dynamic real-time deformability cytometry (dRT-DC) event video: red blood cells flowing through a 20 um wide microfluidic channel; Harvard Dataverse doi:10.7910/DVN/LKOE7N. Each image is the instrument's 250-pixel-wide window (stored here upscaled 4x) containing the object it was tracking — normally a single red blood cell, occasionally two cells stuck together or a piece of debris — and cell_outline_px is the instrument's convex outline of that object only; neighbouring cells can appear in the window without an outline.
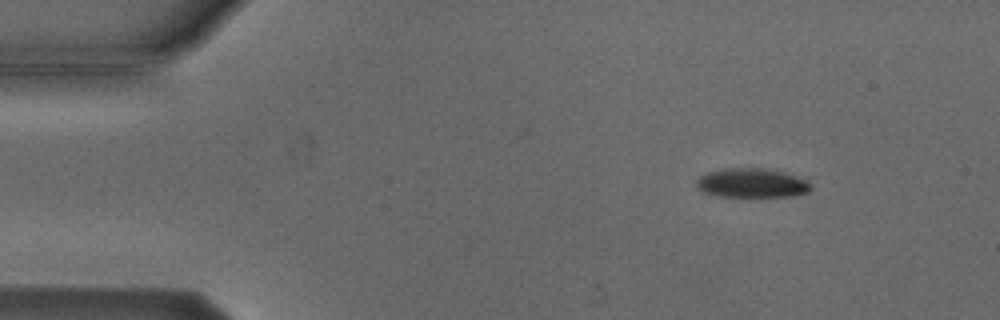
{"species": "Egyptian fruit bat (a non-hibernating species)", "species_latin": "Rousettus aegyptiacus", "temperature_condition": "cold", "stored_images_in_passage": 5, "camera_frame_rate_fps": 3000, "um_per_image_px": 0.085, "animal": {"sex": "male"}, "frame": {"image": 1, "passage_image": 1, "time_ms": 0.0, "image_size_px": [1000, 320], "cell_outline_px": [[812, 188], [808, 192], [792, 196], [716, 196], [704, 192], [696, 188], [696, 180], [700, 176], [708, 172], [724, 168], [760, 168], [780, 172], [796, 176], [804, 180]], "centroid_in_image_um": [63.83, 15.56], "position_along_channel_um": 21.2, "area_um2": 19.19}}
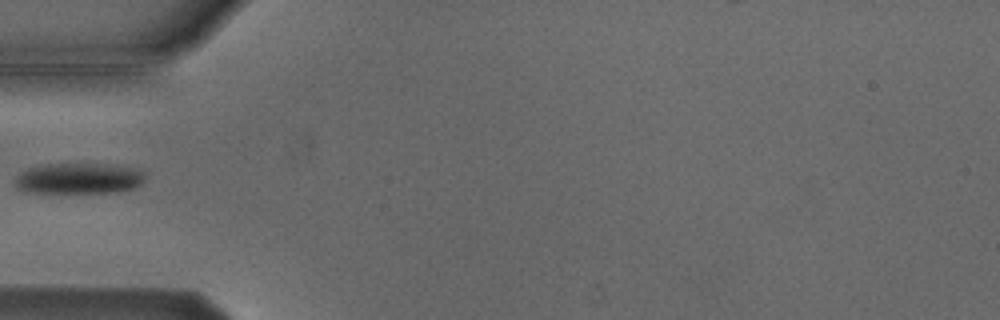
{"frame": {"image": 2, "passage_image": 4, "time_ms": 3.667, "image_size_px": [1000, 320], "cell_outline_px": [[144, 180], [136, 188], [120, 192], [24, 192], [16, 188], [16, 176], [20, 172], [28, 168], [48, 164], [120, 164], [140, 168], [144, 172]], "centroid_in_image_um": [6.77, 15.15], "position_along_channel_um": 78.2, "area_um2": 23.7}}